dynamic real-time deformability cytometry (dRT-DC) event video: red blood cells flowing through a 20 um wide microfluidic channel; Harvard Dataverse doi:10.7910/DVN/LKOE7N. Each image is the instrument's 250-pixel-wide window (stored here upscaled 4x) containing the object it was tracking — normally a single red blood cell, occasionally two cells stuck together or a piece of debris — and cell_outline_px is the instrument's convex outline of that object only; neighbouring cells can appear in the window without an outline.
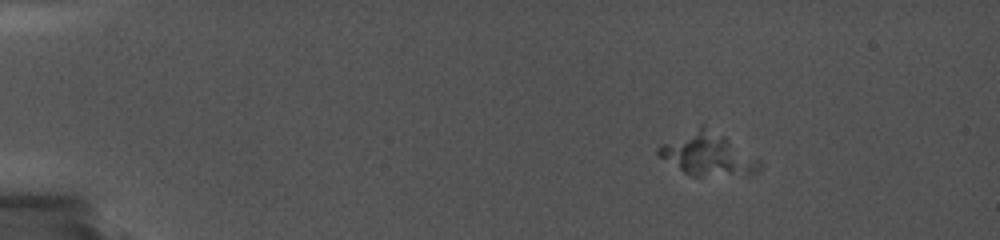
{"species": "common noctule bat (a hibernating species)", "species_latin": "Nyctalus noctula", "temperature_condition": "cold", "stored_images_in_passage": 7, "camera_frame_rate_fps": 5000, "um_per_image_px": 0.085, "animal": {"sex": "female", "body_mass_g": 19.0, "forearm_length_mm": 56.7}, "frame": {"image": 1, "passage_image": 1, "time_ms": 0.0, "image_size_px": [1000, 240], "cell_outline_px": [[760, 168], [756, 172], [748, 176], [692, 176], [684, 172], [660, 156], [656, 152], [656, 148], [660, 144], [700, 124], [704, 124], [724, 136], [760, 160]], "centroid_in_image_um": [60.16, 13.11], "position_along_channel_um": 24.8, "area_um2": 25.32}}